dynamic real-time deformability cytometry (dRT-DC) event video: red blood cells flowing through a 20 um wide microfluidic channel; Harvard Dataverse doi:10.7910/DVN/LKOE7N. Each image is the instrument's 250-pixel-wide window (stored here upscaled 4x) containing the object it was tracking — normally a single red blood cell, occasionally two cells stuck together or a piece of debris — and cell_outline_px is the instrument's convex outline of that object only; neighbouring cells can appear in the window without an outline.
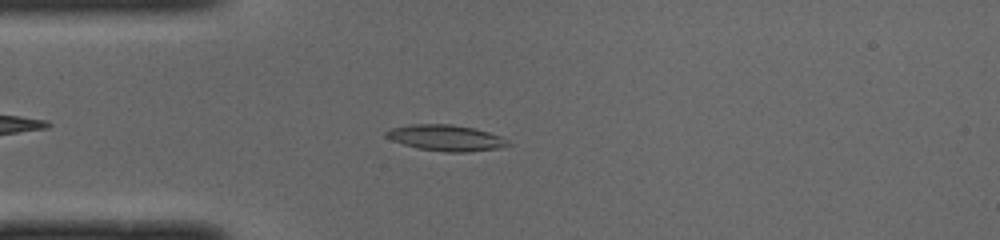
{"species": "common noctule bat (a hibernating species)", "species_latin": "Nyctalus noctula", "temperature_condition": "cold", "stored_images_in_passage": 45, "camera_frame_rate_fps": 3000, "um_per_image_px": 0.085, "animal": {"sex": "male", "body_mass_g": 19.0, "forearm_length_mm": 50.8}, "frame": {"image": 1, "passage_image": 8, "time_ms": 2.333, "image_size_px": [1000, 240], "cell_outline_px": [[508, 144], [492, 148], [460, 152], [452, 152], [420, 148], [404, 144], [388, 136], [388, 132], [396, 128], [420, 124], [444, 124], [472, 128], [496, 136]], "centroid_in_image_um": [37.85, 11.72], "position_along_channel_um": 47.1, "area_um2": 16.7}}
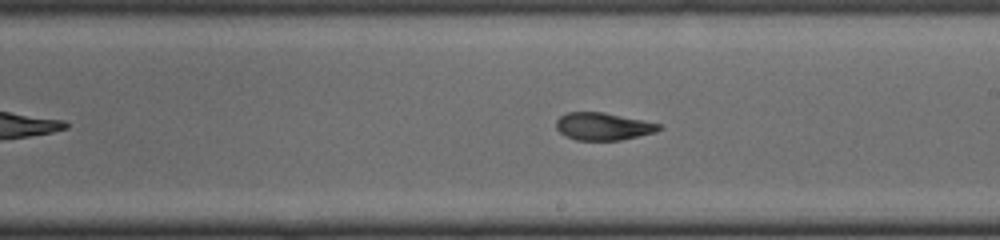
{"frame": {"image": 2, "passage_image": 23, "time_ms": 7.333, "image_size_px": [1000, 240], "cell_outline_px": [[660, 128], [652, 132], [636, 136], [616, 140], [576, 140], [560, 132], [556, 128], [556, 120], [560, 116], [568, 112], [600, 112], [660, 124]], "centroid_in_image_um": [51.17, 10.74], "position_along_channel_um": 237.8, "area_um2": 15.84}}
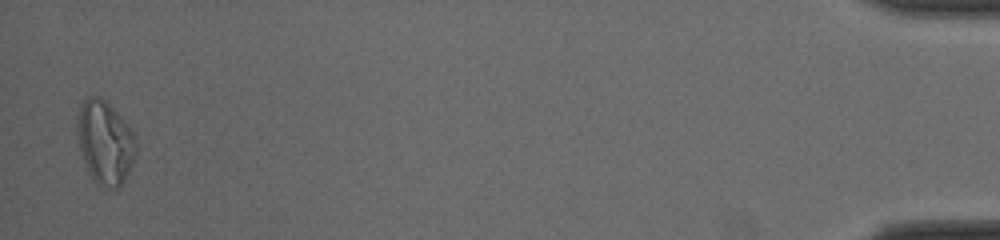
{"frame": {"image": 3, "passage_image": 44, "time_ms": 14.333, "image_size_px": [1000, 240], "cell_outline_px": [[132, 160], [120, 184], [112, 188], [100, 180], [88, 168], [80, 144], [80, 108], [88, 100], [100, 100], [128, 128], [132, 136]], "centroid_in_image_um": [8.92, 12.14], "position_along_channel_um": 426.3, "area_um2": 24.16}, "authors_computed_cell_mechanics": {"area_um2": 16.3574, "velocity_mm_per_s": 4.0327, "shape_relaxation_time_tau1_ms": 3.9996, "shape_relaxation_time_tau2_ms": 2.5624, "deformation_change_tau1": 0.1916, "deformation_change_tau2": 0.106}}